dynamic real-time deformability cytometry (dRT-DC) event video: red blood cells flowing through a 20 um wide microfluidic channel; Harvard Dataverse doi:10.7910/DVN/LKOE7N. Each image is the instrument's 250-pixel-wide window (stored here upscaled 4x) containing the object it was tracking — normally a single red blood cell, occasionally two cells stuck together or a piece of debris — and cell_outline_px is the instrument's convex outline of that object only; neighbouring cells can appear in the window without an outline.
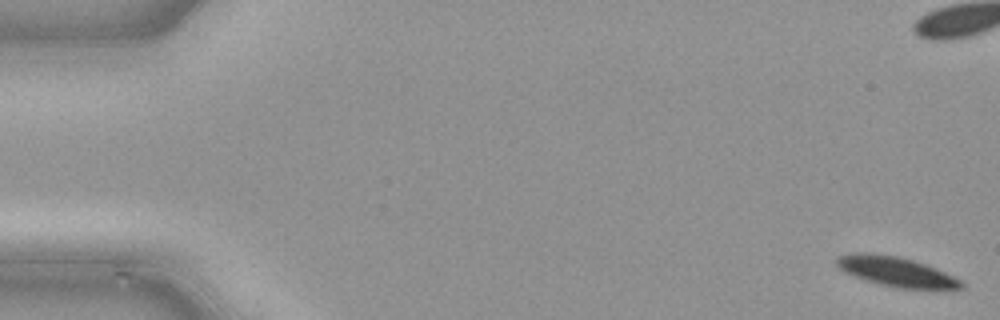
{"species": "common noctule bat (a hibernating species)", "species_latin": "Nyctalus noctula", "temperature_condition": "cold", "stored_images_in_passage": 50, "camera_frame_rate_fps": 3000, "um_per_image_px": 0.085, "animal": {"sex": "male", "body_mass_g": 21.5, "forearm_length_mm": 52.0}, "frame": {"image": 1, "passage_image": 1, "time_ms": 0.0, "image_size_px": [1000, 320], "cell_outline_px": [[964, 288], [896, 288], [880, 284], [844, 272], [836, 264], [836, 260], [840, 256], [852, 252], [868, 252], [896, 256], [912, 260], [936, 268], [960, 280], [964, 284]], "centroid_in_image_um": [76.14, 23.07], "position_along_channel_um": 8.9, "area_um2": 21.1}}